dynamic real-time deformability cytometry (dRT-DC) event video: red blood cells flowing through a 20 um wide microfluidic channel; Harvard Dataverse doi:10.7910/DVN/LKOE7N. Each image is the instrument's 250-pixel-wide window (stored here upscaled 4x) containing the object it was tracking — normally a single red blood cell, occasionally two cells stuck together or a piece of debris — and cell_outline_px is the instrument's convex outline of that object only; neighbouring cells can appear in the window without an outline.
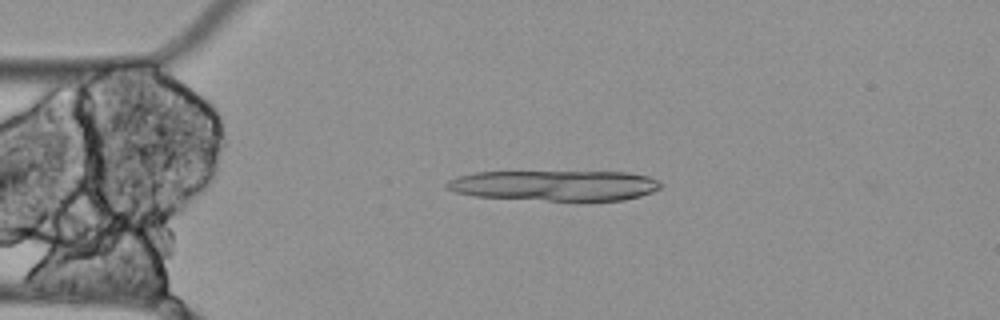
{"species": "Egyptian fruit bat (a non-hibernating species)", "species_latin": "Rousettus aegyptiacus", "temperature_condition": "cold", "stored_images_in_passage": 7, "camera_frame_rate_fps": 3000, "um_per_image_px": 0.085, "animal": {"sex": "female"}, "frame": {"image": 1, "passage_image": 4, "time_ms": 1.0, "image_size_px": [1000, 320], "cell_outline_px": [[660, 188], [652, 192], [640, 196], [624, 200], [548, 200], [476, 196], [456, 192], [448, 188], [444, 184], [448, 180], [456, 176], [476, 172], [628, 172], [648, 176], [660, 180]], "centroid_in_image_um": [47.18, 15.75], "position_along_channel_um": 37.8, "area_um2": 37.74}}
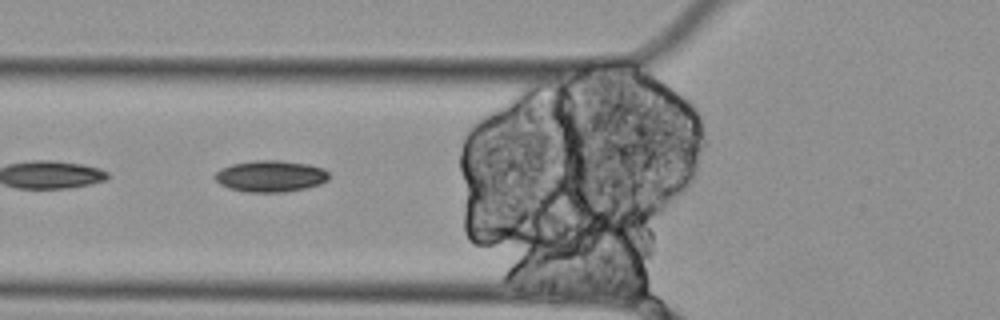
{"frame": {"image": 2, "passage_image": 6, "time_ms": 1.667, "image_size_px": [1000, 320], "cell_outline_px": [[328, 180], [320, 184], [304, 188], [284, 192], [244, 192], [228, 188], [220, 184], [212, 176], [220, 168], [232, 164], [252, 160], [280, 160], [308, 164], [324, 168], [328, 172]], "centroid_in_image_um": [22.96, 14.97], "position_along_channel_um": 102.8, "area_um2": 21.1}}